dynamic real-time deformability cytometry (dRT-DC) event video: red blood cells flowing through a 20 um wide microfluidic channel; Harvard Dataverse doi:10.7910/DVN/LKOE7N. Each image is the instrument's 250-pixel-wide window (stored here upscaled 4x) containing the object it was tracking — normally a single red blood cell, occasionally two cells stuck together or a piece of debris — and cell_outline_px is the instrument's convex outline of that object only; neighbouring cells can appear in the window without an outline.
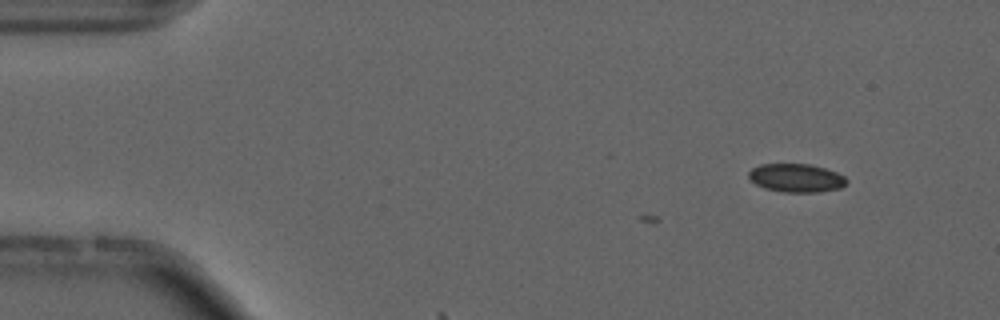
{"species": "common noctule bat (a hibernating species)", "species_latin": "Nyctalus noctula", "temperature_condition": "cold", "stored_images_in_passage": 6, "camera_frame_rate_fps": 3000, "um_per_image_px": 0.085, "animal": {"sex": "male", "forearm_length_mm": 52.5}, "frame": {"image": 1, "passage_image": 6, "time_ms": 1.667, "image_size_px": [1000, 320], "cell_outline_px": [[848, 184], [840, 188], [820, 192], [784, 192], [764, 188], [756, 184], [748, 176], [748, 172], [752, 168], [760, 164], [808, 164], [824, 168], [836, 172], [844, 176], [848, 180]], "centroid_in_image_um": [67.7, 15.13], "position_along_channel_um": 17.3, "area_um2": 16.24}}